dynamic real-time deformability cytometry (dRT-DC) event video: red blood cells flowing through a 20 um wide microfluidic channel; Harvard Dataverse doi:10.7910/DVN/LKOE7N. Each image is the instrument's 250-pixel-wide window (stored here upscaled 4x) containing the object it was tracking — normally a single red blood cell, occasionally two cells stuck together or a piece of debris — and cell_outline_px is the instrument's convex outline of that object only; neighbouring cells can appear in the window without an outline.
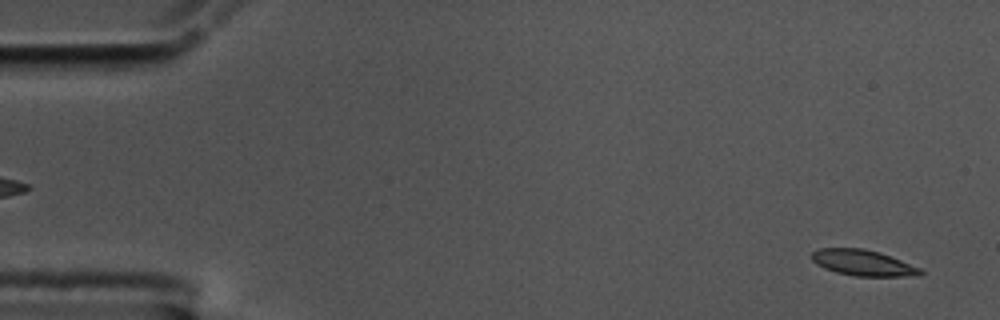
{"species": "common noctule bat (a hibernating species)", "species_latin": "Nyctalus noctula", "temperature_condition": "cold", "stored_images_in_passage": 11, "camera_frame_rate_fps": 3000, "um_per_image_px": 0.085, "animal": {"sex": "male", "body_mass_g": 17.5, "forearm_length_mm": 52.3}, "frame": {"image": 1, "passage_image": 2, "time_ms": 0.333, "image_size_px": [1000, 320], "cell_outline_px": [[924, 272], [920, 276], [856, 276], [836, 272], [824, 268], [816, 264], [812, 260], [812, 252], [820, 248], [864, 248], [880, 252], [920, 268]], "centroid_in_image_um": [73.35, 22.34], "position_along_channel_um": 11.6, "area_um2": 16.36}}